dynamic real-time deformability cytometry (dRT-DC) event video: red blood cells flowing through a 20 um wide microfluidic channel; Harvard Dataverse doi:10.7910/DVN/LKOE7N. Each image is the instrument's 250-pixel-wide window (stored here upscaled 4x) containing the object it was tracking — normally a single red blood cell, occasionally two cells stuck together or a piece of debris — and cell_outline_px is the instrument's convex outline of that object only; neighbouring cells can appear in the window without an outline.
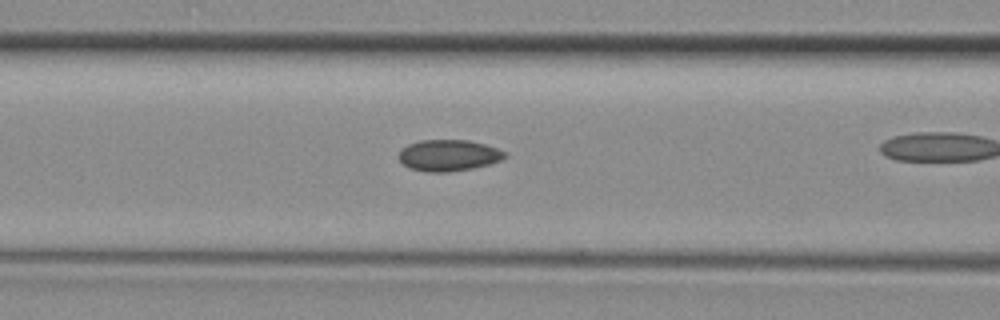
{"species": "common noctule bat (a hibernating species)", "species_latin": "Nyctalus noctula", "temperature_condition": "room temperature", "stored_images_in_passage": 25, "camera_frame_rate_fps": 3000, "um_per_image_px": 0.085, "animal": {"sex": "female", "body_mass_g": 29.2, "forearm_length_mm": 56.3}, "frame": {"image": 1, "passage_image": 8, "time_ms": 2.333, "image_size_px": [1000, 320], "cell_outline_px": [[508, 156], [500, 160], [488, 164], [472, 168], [448, 172], [428, 172], [408, 168], [400, 160], [400, 152], [408, 144], [420, 140], [468, 140], [484, 144], [508, 152]], "centroid_in_image_um": [38.15, 13.2], "position_along_channel_um": 128.4, "area_um2": 19.25}}
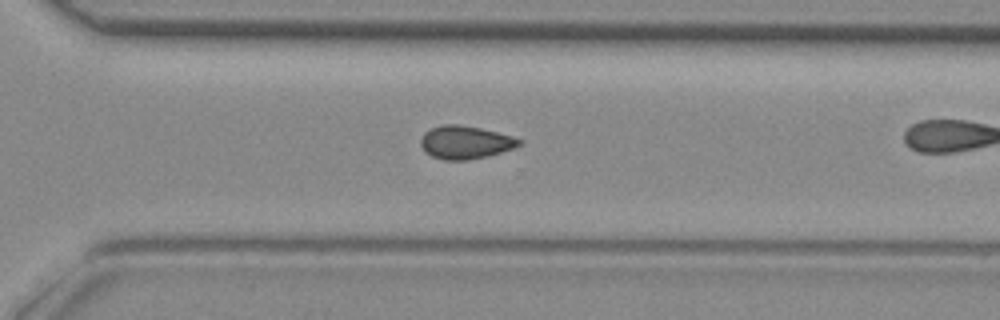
{"frame": {"image": 2, "passage_image": 21, "time_ms": 6.667, "image_size_px": [1000, 320], "cell_outline_px": [[524, 144], [488, 156], [468, 160], [444, 160], [432, 156], [424, 152], [420, 144], [420, 140], [424, 132], [432, 128], [444, 124], [456, 124], [480, 128], [512, 136], [524, 140]], "centroid_in_image_um": [39.55, 12.1], "position_along_channel_um": 331.1, "area_um2": 19.02}}